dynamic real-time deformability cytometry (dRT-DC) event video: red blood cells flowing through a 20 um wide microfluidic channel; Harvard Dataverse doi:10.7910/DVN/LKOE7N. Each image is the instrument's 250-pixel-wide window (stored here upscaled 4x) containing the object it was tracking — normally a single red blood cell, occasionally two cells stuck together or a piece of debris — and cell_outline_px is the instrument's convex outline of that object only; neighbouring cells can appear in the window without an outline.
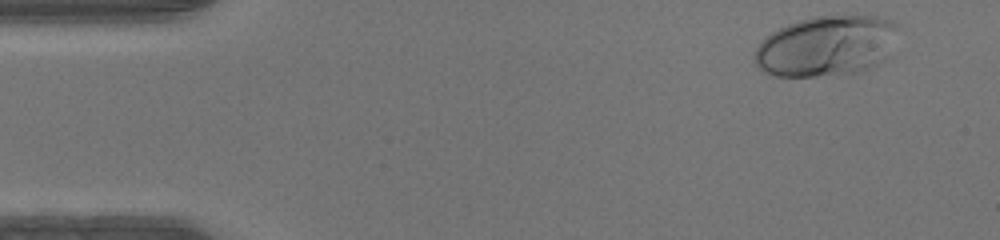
{"species": "human", "species_latin": "Homo sapiens", "temperature_condition": "warm", "stored_images_in_passage": 39, "camera_frame_rate_fps": 3000, "um_per_image_px": 0.085, "donor": {"sex": "male"}, "frame": {"image": 1, "passage_image": 2, "time_ms": 0.333, "image_size_px": [1000, 240], "cell_outline_px": [[896, 24], [876, 60], [868, 68], [856, 72], [816, 76], [776, 76], [764, 72], [756, 64], [756, 48], [772, 32], [788, 24], [812, 16], [876, 16], [892, 20]], "centroid_in_image_um": [70.05, 3.9], "position_along_channel_um": 14.9, "area_um2": 48.09}}
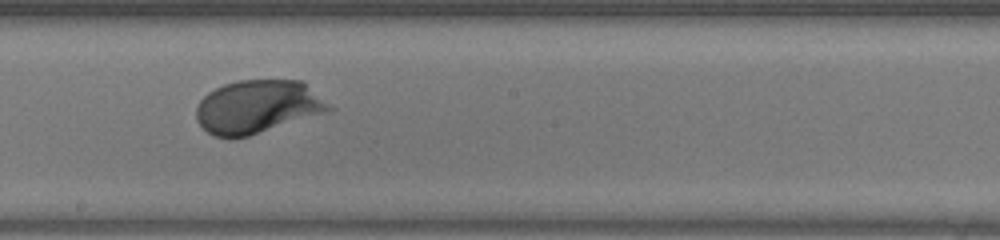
{"frame": {"image": 2, "passage_image": 24, "time_ms": 7.667, "image_size_px": [1000, 240], "cell_outline_px": [[336, 108], [324, 112], [248, 136], [216, 136], [208, 132], [196, 120], [196, 108], [200, 100], [208, 92], [224, 84], [236, 80], [304, 80]], "centroid_in_image_um": [21.92, 9.03], "position_along_channel_um": 226.3, "area_um2": 40.86}}
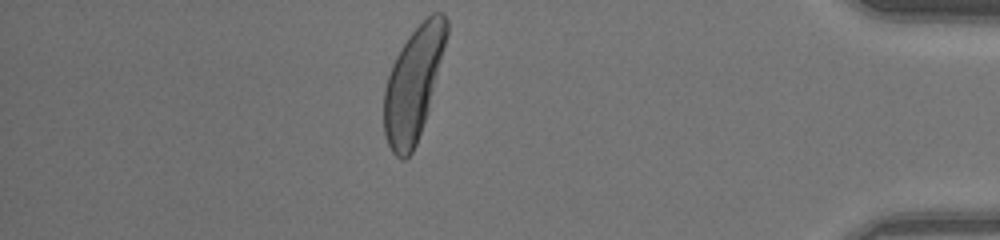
{"frame": {"image": 3, "passage_image": 39, "time_ms": 12.667, "image_size_px": [1000, 240], "cell_outline_px": [[448, 36], [428, 112], [416, 144], [412, 152], [404, 160], [400, 160], [392, 152], [388, 144], [384, 132], [384, 88], [392, 64], [396, 56], [408, 36], [432, 12], [444, 12], [448, 20]], "centroid_in_image_um": [35.15, 7.12], "position_along_channel_um": 400.0, "area_um2": 41.21}}